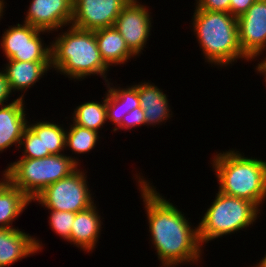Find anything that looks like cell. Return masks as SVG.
<instances>
[{"label": "cell", "mask_w": 266, "mask_h": 267, "mask_svg": "<svg viewBox=\"0 0 266 267\" xmlns=\"http://www.w3.org/2000/svg\"><path fill=\"white\" fill-rule=\"evenodd\" d=\"M135 180L145 205L150 241L161 262L160 267L200 264L204 249L199 241L198 226L193 228L189 218L140 173L135 174Z\"/></svg>", "instance_id": "6da1fadb"}, {"label": "cell", "mask_w": 266, "mask_h": 267, "mask_svg": "<svg viewBox=\"0 0 266 267\" xmlns=\"http://www.w3.org/2000/svg\"><path fill=\"white\" fill-rule=\"evenodd\" d=\"M65 30L49 43L51 68L74 81L99 75L106 84L109 81L106 78L109 67L101 58L94 31L72 25Z\"/></svg>", "instance_id": "7a4b0ae2"}, {"label": "cell", "mask_w": 266, "mask_h": 267, "mask_svg": "<svg viewBox=\"0 0 266 267\" xmlns=\"http://www.w3.org/2000/svg\"><path fill=\"white\" fill-rule=\"evenodd\" d=\"M211 165L219 192L249 200L259 209L263 206L266 201V161L245 157L243 152L232 148L214 153Z\"/></svg>", "instance_id": "3957f363"}, {"label": "cell", "mask_w": 266, "mask_h": 267, "mask_svg": "<svg viewBox=\"0 0 266 267\" xmlns=\"http://www.w3.org/2000/svg\"><path fill=\"white\" fill-rule=\"evenodd\" d=\"M194 11L190 22L205 62L223 68L239 59L250 61L239 46L236 17L226 12L203 11L197 6Z\"/></svg>", "instance_id": "277c9868"}, {"label": "cell", "mask_w": 266, "mask_h": 267, "mask_svg": "<svg viewBox=\"0 0 266 267\" xmlns=\"http://www.w3.org/2000/svg\"><path fill=\"white\" fill-rule=\"evenodd\" d=\"M79 161L65 153L37 159L19 158L8 164L3 175L32 201L50 184L74 172L81 165Z\"/></svg>", "instance_id": "5b68a950"}, {"label": "cell", "mask_w": 266, "mask_h": 267, "mask_svg": "<svg viewBox=\"0 0 266 267\" xmlns=\"http://www.w3.org/2000/svg\"><path fill=\"white\" fill-rule=\"evenodd\" d=\"M259 214L261 215V209L251 201L218 191L197 225L199 241L203 246L224 235L235 234L244 228L247 230L257 222Z\"/></svg>", "instance_id": "8992f818"}, {"label": "cell", "mask_w": 266, "mask_h": 267, "mask_svg": "<svg viewBox=\"0 0 266 267\" xmlns=\"http://www.w3.org/2000/svg\"><path fill=\"white\" fill-rule=\"evenodd\" d=\"M84 171L79 166L70 175L50 184L32 201L38 202L47 210L77 213L90 208L95 204V196L89 189L87 171Z\"/></svg>", "instance_id": "52a82bcc"}, {"label": "cell", "mask_w": 266, "mask_h": 267, "mask_svg": "<svg viewBox=\"0 0 266 267\" xmlns=\"http://www.w3.org/2000/svg\"><path fill=\"white\" fill-rule=\"evenodd\" d=\"M44 33L49 34L24 22L8 26L0 41L2 53L7 60L51 62V44L44 43Z\"/></svg>", "instance_id": "ba28073f"}, {"label": "cell", "mask_w": 266, "mask_h": 267, "mask_svg": "<svg viewBox=\"0 0 266 267\" xmlns=\"http://www.w3.org/2000/svg\"><path fill=\"white\" fill-rule=\"evenodd\" d=\"M141 3L139 0H130L114 23L129 50L138 57L146 48L153 27L149 6Z\"/></svg>", "instance_id": "9c48e42d"}, {"label": "cell", "mask_w": 266, "mask_h": 267, "mask_svg": "<svg viewBox=\"0 0 266 267\" xmlns=\"http://www.w3.org/2000/svg\"><path fill=\"white\" fill-rule=\"evenodd\" d=\"M237 23L241 51L250 61H256L266 50V0H256Z\"/></svg>", "instance_id": "30bf717a"}, {"label": "cell", "mask_w": 266, "mask_h": 267, "mask_svg": "<svg viewBox=\"0 0 266 267\" xmlns=\"http://www.w3.org/2000/svg\"><path fill=\"white\" fill-rule=\"evenodd\" d=\"M130 0H73L71 25L95 31L113 27L122 9Z\"/></svg>", "instance_id": "8fae6325"}, {"label": "cell", "mask_w": 266, "mask_h": 267, "mask_svg": "<svg viewBox=\"0 0 266 267\" xmlns=\"http://www.w3.org/2000/svg\"><path fill=\"white\" fill-rule=\"evenodd\" d=\"M24 23L46 32H58L71 25L73 0H32Z\"/></svg>", "instance_id": "7c38bea8"}, {"label": "cell", "mask_w": 266, "mask_h": 267, "mask_svg": "<svg viewBox=\"0 0 266 267\" xmlns=\"http://www.w3.org/2000/svg\"><path fill=\"white\" fill-rule=\"evenodd\" d=\"M43 249L42 242L35 236L17 228H0V267L11 266L39 253Z\"/></svg>", "instance_id": "4fadbf2b"}, {"label": "cell", "mask_w": 266, "mask_h": 267, "mask_svg": "<svg viewBox=\"0 0 266 267\" xmlns=\"http://www.w3.org/2000/svg\"><path fill=\"white\" fill-rule=\"evenodd\" d=\"M25 100L13 99L11 103L0 106V152L13 145L19 149L20 140L28 126Z\"/></svg>", "instance_id": "5bb4252c"}, {"label": "cell", "mask_w": 266, "mask_h": 267, "mask_svg": "<svg viewBox=\"0 0 266 267\" xmlns=\"http://www.w3.org/2000/svg\"><path fill=\"white\" fill-rule=\"evenodd\" d=\"M101 217L96 204L84 211L75 213L68 243L70 242V244L87 253L93 252L97 248L101 228H103V218Z\"/></svg>", "instance_id": "9a60e30c"}, {"label": "cell", "mask_w": 266, "mask_h": 267, "mask_svg": "<svg viewBox=\"0 0 266 267\" xmlns=\"http://www.w3.org/2000/svg\"><path fill=\"white\" fill-rule=\"evenodd\" d=\"M134 85L138 89L140 107L146 119V126L162 125L163 122L166 123L173 117L168 96L161 88L150 81L134 83Z\"/></svg>", "instance_id": "2e32d148"}, {"label": "cell", "mask_w": 266, "mask_h": 267, "mask_svg": "<svg viewBox=\"0 0 266 267\" xmlns=\"http://www.w3.org/2000/svg\"><path fill=\"white\" fill-rule=\"evenodd\" d=\"M4 64L3 72L13 92L19 93V99L24 100V94L28 89L33 87L36 82H39L44 75H47L49 69L51 70V62H27L17 60H7ZM23 93V94H22Z\"/></svg>", "instance_id": "e0dca14e"}, {"label": "cell", "mask_w": 266, "mask_h": 267, "mask_svg": "<svg viewBox=\"0 0 266 267\" xmlns=\"http://www.w3.org/2000/svg\"><path fill=\"white\" fill-rule=\"evenodd\" d=\"M106 114L107 121L109 120L115 130L122 121V118L133 109L140 107L138 97V89L135 85H130L125 88L114 86L111 81L106 84ZM116 126V127H115Z\"/></svg>", "instance_id": "ac0fdd59"}, {"label": "cell", "mask_w": 266, "mask_h": 267, "mask_svg": "<svg viewBox=\"0 0 266 267\" xmlns=\"http://www.w3.org/2000/svg\"><path fill=\"white\" fill-rule=\"evenodd\" d=\"M94 33L101 58L109 68L136 58L114 26L95 30Z\"/></svg>", "instance_id": "d6986e66"}, {"label": "cell", "mask_w": 266, "mask_h": 267, "mask_svg": "<svg viewBox=\"0 0 266 267\" xmlns=\"http://www.w3.org/2000/svg\"><path fill=\"white\" fill-rule=\"evenodd\" d=\"M32 201L2 173L0 178V228L12 229L13 222Z\"/></svg>", "instance_id": "ffe728a7"}, {"label": "cell", "mask_w": 266, "mask_h": 267, "mask_svg": "<svg viewBox=\"0 0 266 267\" xmlns=\"http://www.w3.org/2000/svg\"><path fill=\"white\" fill-rule=\"evenodd\" d=\"M28 126L42 139L43 153L63 154L66 150V128L58 123L36 121Z\"/></svg>", "instance_id": "44dd1931"}, {"label": "cell", "mask_w": 266, "mask_h": 267, "mask_svg": "<svg viewBox=\"0 0 266 267\" xmlns=\"http://www.w3.org/2000/svg\"><path fill=\"white\" fill-rule=\"evenodd\" d=\"M72 122L76 125L94 130L100 133L107 121L106 114V94L101 102H84L74 109Z\"/></svg>", "instance_id": "7402d4cb"}, {"label": "cell", "mask_w": 266, "mask_h": 267, "mask_svg": "<svg viewBox=\"0 0 266 267\" xmlns=\"http://www.w3.org/2000/svg\"><path fill=\"white\" fill-rule=\"evenodd\" d=\"M70 127H66V149L74 154L89 153L96 147V144L101 138L99 132L90 130L81 126L69 124ZM98 141V142H97Z\"/></svg>", "instance_id": "603a6c76"}, {"label": "cell", "mask_w": 266, "mask_h": 267, "mask_svg": "<svg viewBox=\"0 0 266 267\" xmlns=\"http://www.w3.org/2000/svg\"><path fill=\"white\" fill-rule=\"evenodd\" d=\"M19 148L22 149L20 158L37 159L52 155L51 153H43L42 139L29 126L24 130Z\"/></svg>", "instance_id": "cb8c5ba5"}, {"label": "cell", "mask_w": 266, "mask_h": 267, "mask_svg": "<svg viewBox=\"0 0 266 267\" xmlns=\"http://www.w3.org/2000/svg\"><path fill=\"white\" fill-rule=\"evenodd\" d=\"M49 215V226L51 230L54 231L60 238L65 241L70 240L71 228L73 226V221L75 220V213L69 211H59V210H48Z\"/></svg>", "instance_id": "d4e9b609"}, {"label": "cell", "mask_w": 266, "mask_h": 267, "mask_svg": "<svg viewBox=\"0 0 266 267\" xmlns=\"http://www.w3.org/2000/svg\"><path fill=\"white\" fill-rule=\"evenodd\" d=\"M146 119L143 114V110L141 107H137L126 114L121 121V124L113 130L115 133L116 131L120 130H128L130 131L132 128H136L139 126H145ZM130 129V130H129Z\"/></svg>", "instance_id": "484cf974"}, {"label": "cell", "mask_w": 266, "mask_h": 267, "mask_svg": "<svg viewBox=\"0 0 266 267\" xmlns=\"http://www.w3.org/2000/svg\"><path fill=\"white\" fill-rule=\"evenodd\" d=\"M196 5L203 11L226 12L230 14V0H195Z\"/></svg>", "instance_id": "4316f807"}, {"label": "cell", "mask_w": 266, "mask_h": 267, "mask_svg": "<svg viewBox=\"0 0 266 267\" xmlns=\"http://www.w3.org/2000/svg\"><path fill=\"white\" fill-rule=\"evenodd\" d=\"M256 0H230V15L240 17L243 15Z\"/></svg>", "instance_id": "83f0119b"}, {"label": "cell", "mask_w": 266, "mask_h": 267, "mask_svg": "<svg viewBox=\"0 0 266 267\" xmlns=\"http://www.w3.org/2000/svg\"><path fill=\"white\" fill-rule=\"evenodd\" d=\"M12 94L10 85L2 69V71L0 70V106L8 104V98H10Z\"/></svg>", "instance_id": "f1b7e54d"}, {"label": "cell", "mask_w": 266, "mask_h": 267, "mask_svg": "<svg viewBox=\"0 0 266 267\" xmlns=\"http://www.w3.org/2000/svg\"><path fill=\"white\" fill-rule=\"evenodd\" d=\"M255 69L257 73L264 76V82H266V59L265 58L263 60L261 59V61L257 64Z\"/></svg>", "instance_id": "f546056e"}, {"label": "cell", "mask_w": 266, "mask_h": 267, "mask_svg": "<svg viewBox=\"0 0 266 267\" xmlns=\"http://www.w3.org/2000/svg\"><path fill=\"white\" fill-rule=\"evenodd\" d=\"M257 264L252 266V267H266V253L265 256L262 257V259L258 262H256Z\"/></svg>", "instance_id": "4dcf8cb0"}, {"label": "cell", "mask_w": 266, "mask_h": 267, "mask_svg": "<svg viewBox=\"0 0 266 267\" xmlns=\"http://www.w3.org/2000/svg\"><path fill=\"white\" fill-rule=\"evenodd\" d=\"M5 4H6V2L4 1V0H0V20L2 19V17H3V13H5L4 12V10H5Z\"/></svg>", "instance_id": "1f68e13d"}]
</instances>
